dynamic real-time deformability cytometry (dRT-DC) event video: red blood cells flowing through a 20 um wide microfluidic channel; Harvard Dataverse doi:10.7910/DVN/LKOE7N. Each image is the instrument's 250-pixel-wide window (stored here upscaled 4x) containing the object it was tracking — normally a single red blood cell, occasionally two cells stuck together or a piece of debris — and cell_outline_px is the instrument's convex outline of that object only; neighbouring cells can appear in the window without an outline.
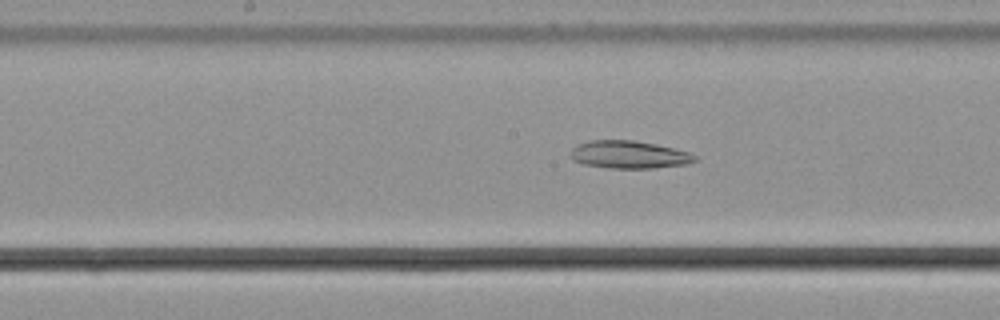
{"species": "common noctule bat (a hibernating species)", "species_latin": "Nyctalus noctula", "temperature_condition": "cold", "stored_images_in_passage": 53, "camera_frame_rate_fps": 3000, "um_per_image_px": 0.085, "animal": {"sex": "male", "body_mass_g": 21.5, "forearm_length_mm": 52.0}, "frame": {"image": 1, "passage_image": 26, "time_ms": 8.333, "image_size_px": [1000, 320], "cell_outline_px": [[696, 160], [688, 164], [656, 168], [608, 168], [584, 164], [572, 160], [572, 148], [588, 140], [632, 140], [656, 144], [692, 152], [696, 156]], "centroid_in_image_um": [53.52, 13.14], "position_along_channel_um": 194.7, "area_um2": 20.11}}
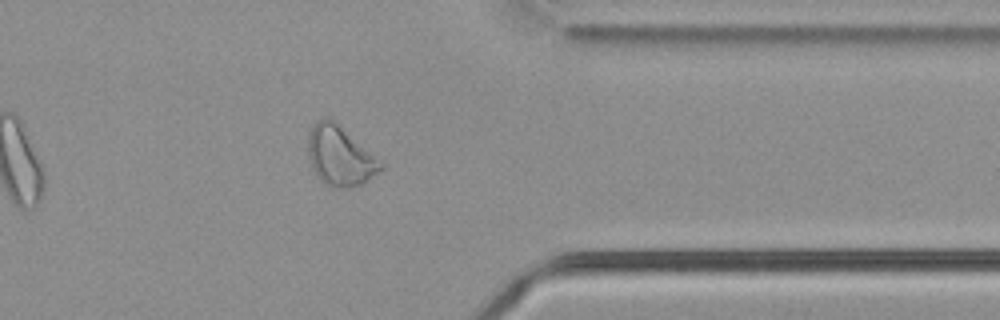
{"frame": {"image": 2, "passage_image": 42, "time_ms": 13.667, "image_size_px": [1000, 320], "cell_outline_px": [[384, 168], [368, 180], [360, 184], [348, 188], [332, 188], [324, 184], [316, 176], [312, 168], [308, 156], [308, 132], [316, 120], [324, 116], [332, 120], [384, 164]], "centroid_in_image_um": [28.85, 13.29], "position_along_channel_um": 382.6, "area_um2": 25.03}}
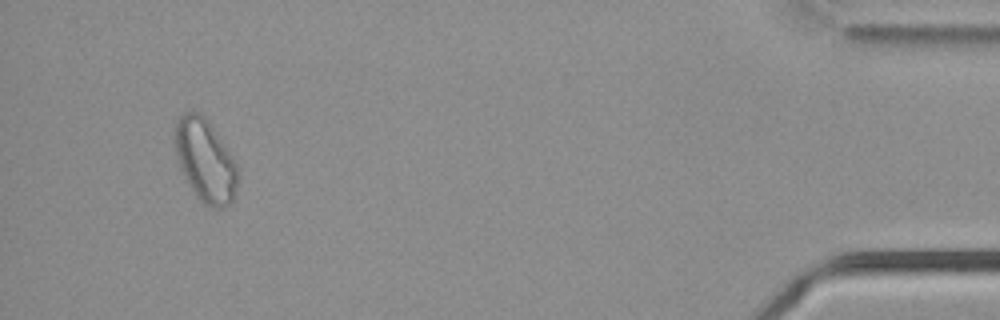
{"frame": {"image": 3, "passage_image": 50, "time_ms": 16.333, "image_size_px": [1000, 320], "cell_outline_px": [[240, 172], [236, 188], [232, 200], [228, 204], [220, 208], [212, 208], [204, 204], [196, 196], [184, 176], [176, 160], [172, 140], [176, 120], [184, 112], [192, 108], [200, 112], [208, 120], [240, 168]], "centroid_in_image_um": [17.41, 13.59], "position_along_channel_um": 417.8, "area_um2": 31.04}}